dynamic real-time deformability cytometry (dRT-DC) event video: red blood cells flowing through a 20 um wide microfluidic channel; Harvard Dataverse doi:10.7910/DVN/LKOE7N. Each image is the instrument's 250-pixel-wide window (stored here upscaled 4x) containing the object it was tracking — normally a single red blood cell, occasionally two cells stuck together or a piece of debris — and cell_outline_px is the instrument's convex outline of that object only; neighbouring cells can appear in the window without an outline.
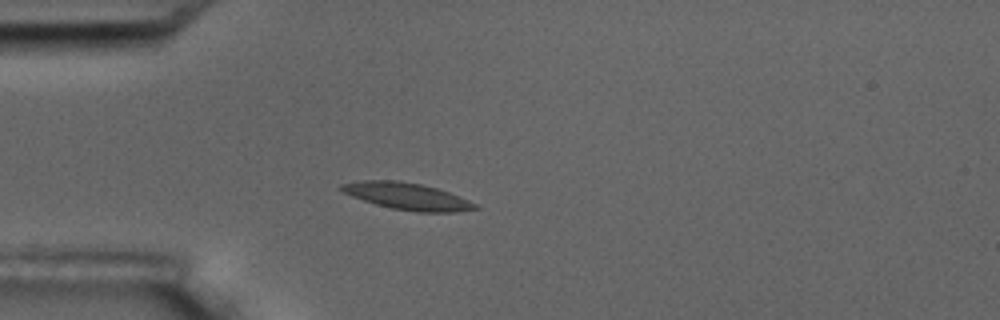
{"species": "common noctule bat (a hibernating species)", "species_latin": "Nyctalus noctula", "temperature_condition": "room temperature", "stored_images_in_passage": 9, "camera_frame_rate_fps": 3000, "um_per_image_px": 0.085, "animal": {"sex": "male", "body_mass_g": 17.5, "forearm_length_mm": 52.3}, "frame": {"image": 1, "passage_image": 3, "time_ms": 2.333, "image_size_px": [1000, 320], "cell_outline_px": [[480, 208], [456, 212], [416, 212], [392, 208], [376, 204], [352, 196], [344, 192], [340, 188], [340, 184], [364, 180], [396, 180], [420, 184], [436, 188], [448, 192], [468, 200], [476, 204]], "centroid_in_image_um": [34.62, 16.68], "position_along_channel_um": 50.4, "area_um2": 20.63}}
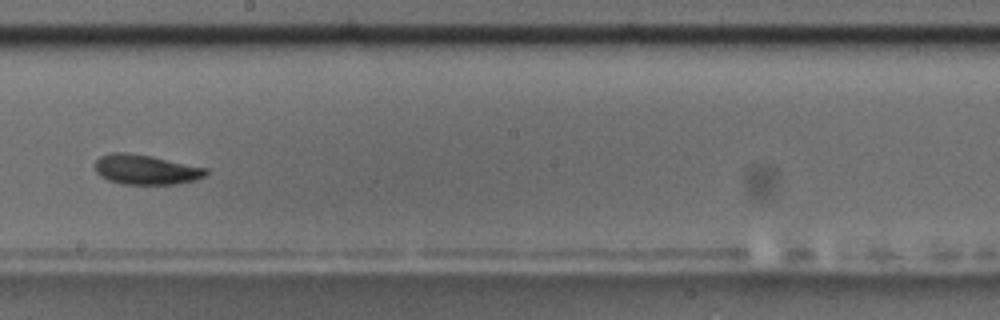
{"frame": {"image": 2, "passage_image": 8, "time_ms": 8.0, "image_size_px": [1000, 320], "cell_outline_px": [[208, 176], [196, 180], [176, 184], [124, 184], [108, 180], [100, 176], [96, 172], [96, 160], [100, 156], [112, 152], [124, 152], [152, 156], [208, 168]], "centroid_in_image_um": [12.44, 14.41], "position_along_channel_um": 235.8, "area_um2": 19.42}}
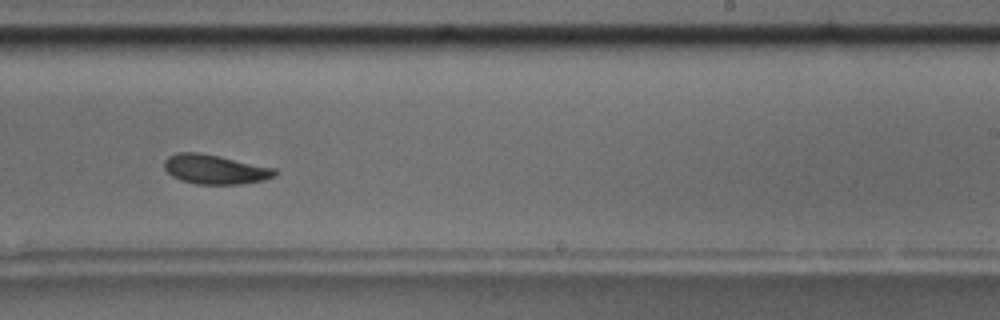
{"frame": {"image": 3, "passage_image": 9, "time_ms": 9.0, "image_size_px": [1000, 320], "cell_outline_px": [[276, 176], [264, 180], [240, 184], [196, 184], [180, 180], [172, 176], [164, 168], [164, 160], [168, 156], [176, 152], [196, 152], [220, 156], [276, 168]], "centroid_in_image_um": [18.27, 14.39], "position_along_channel_um": 270.7, "area_um2": 19.07}}